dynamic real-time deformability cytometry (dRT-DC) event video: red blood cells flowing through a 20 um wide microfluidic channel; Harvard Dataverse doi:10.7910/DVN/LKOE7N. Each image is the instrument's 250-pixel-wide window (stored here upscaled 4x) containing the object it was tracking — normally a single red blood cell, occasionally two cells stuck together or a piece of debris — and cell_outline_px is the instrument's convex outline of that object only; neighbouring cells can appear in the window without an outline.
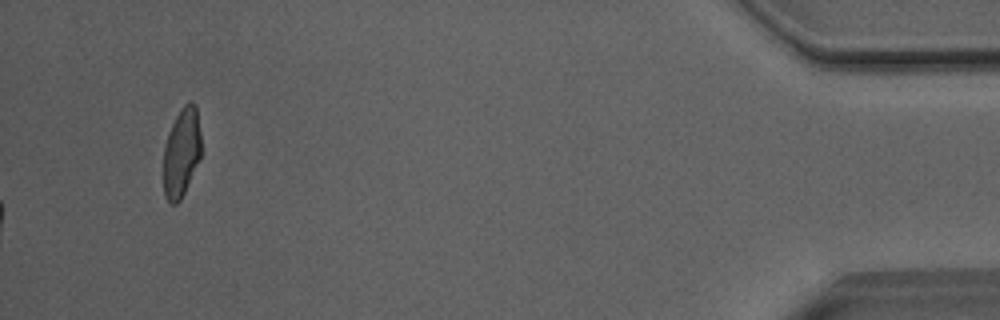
{"species": "Egyptian fruit bat (a non-hibernating species)", "species_latin": "Rousettus aegyptiacus", "temperature_condition": "room temperature", "stored_images_in_passage": 53, "camera_frame_rate_fps": 3000, "um_per_image_px": 0.085, "animal": {"sex": "male"}, "frame": {"image": 1, "passage_image": 53, "time_ms": 17.333, "image_size_px": [1000, 320], "cell_outline_px": [[200, 160], [180, 200], [176, 204], [172, 204], [164, 196], [164, 148], [168, 132], [180, 108], [184, 104], [192, 100], [196, 104], [200, 132]], "centroid_in_image_um": [15.43, 12.93], "position_along_channel_um": 419.8, "area_um2": 19.54}, "authors_computed_cell_mechanics": {"area_um2": 18.0914, "velocity_mm_per_s": 4.0737, "shape_relaxation_time_tau1_ms": 9.3736, "shape_relaxation_time_tau2_ms": 1.8929, "deformation_change_tau1": 0.2361, "deformation_change_tau2": 0.0829}}